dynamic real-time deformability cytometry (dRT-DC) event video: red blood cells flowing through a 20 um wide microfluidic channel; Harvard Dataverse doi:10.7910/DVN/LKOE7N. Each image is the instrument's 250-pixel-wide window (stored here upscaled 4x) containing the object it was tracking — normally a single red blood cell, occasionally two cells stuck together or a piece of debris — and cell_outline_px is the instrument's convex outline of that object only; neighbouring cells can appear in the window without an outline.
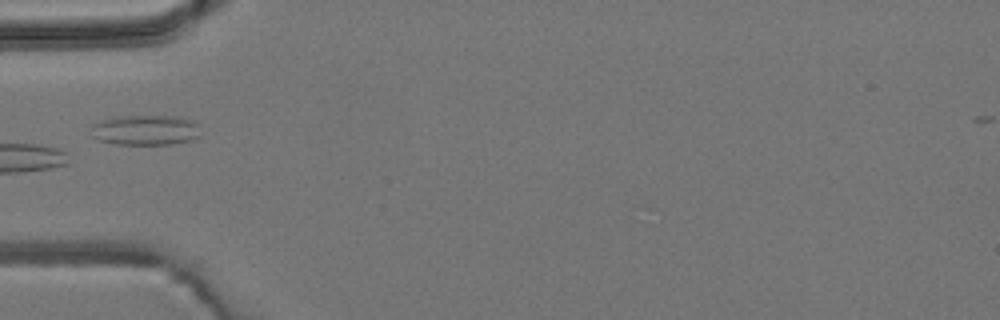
{"species": "common noctule bat (a hibernating species)", "species_latin": "Nyctalus noctula", "temperature_condition": "room temperature", "stored_images_in_passage": 6, "camera_frame_rate_fps": 3000, "um_per_image_px": 0.085, "animal": {"sex": "male", "body_mass_g": 19.2, "forearm_length_mm": 51.8}, "frame": {"image": 1, "passage_image": 5, "time_ms": 4.667, "image_size_px": [1000, 320], "cell_outline_px": [[200, 136], [192, 140], [172, 144], [116, 144], [100, 140], [92, 136], [92, 124], [100, 120], [116, 116], [180, 116], [192, 120], [200, 124]], "centroid_in_image_um": [12.41, 11.04], "position_along_channel_um": 72.6, "area_um2": 19.54}}